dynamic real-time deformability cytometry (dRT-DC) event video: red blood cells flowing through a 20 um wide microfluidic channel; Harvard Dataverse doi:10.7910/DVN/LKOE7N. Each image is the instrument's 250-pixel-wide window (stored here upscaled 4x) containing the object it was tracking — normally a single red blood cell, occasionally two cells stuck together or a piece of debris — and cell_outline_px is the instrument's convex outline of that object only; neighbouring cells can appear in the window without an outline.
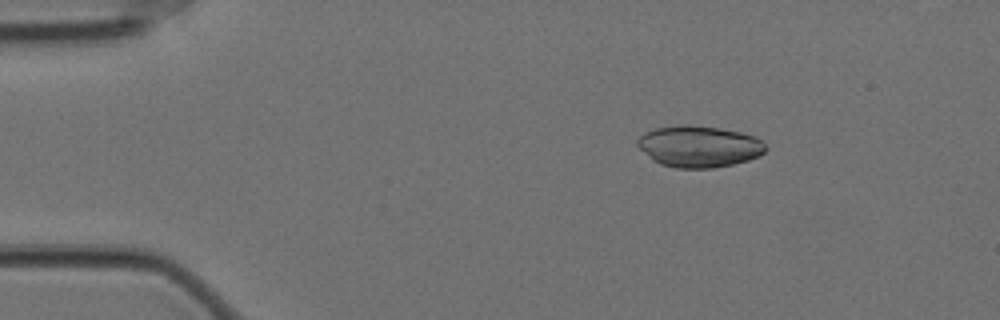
{"species": "Egyptian fruit bat (a non-hibernating species)", "species_latin": "Rousettus aegyptiacus", "temperature_condition": "cold", "stored_images_in_passage": 57, "camera_frame_rate_fps": 3000, "um_per_image_px": 0.085, "animal": {"sex": "female"}, "frame": {"image": 1, "passage_image": 9, "time_ms": 2.667, "image_size_px": [1000, 320], "cell_outline_px": [[768, 148], [760, 156], [748, 160], [732, 164], [712, 168], [676, 168], [660, 164], [652, 160], [636, 144], [636, 140], [644, 132], [656, 128], [676, 124], [688, 124], [720, 128], [740, 132], [756, 136]], "centroid_in_image_um": [59.4, 12.44], "position_along_channel_um": 25.6, "area_um2": 31.21}}
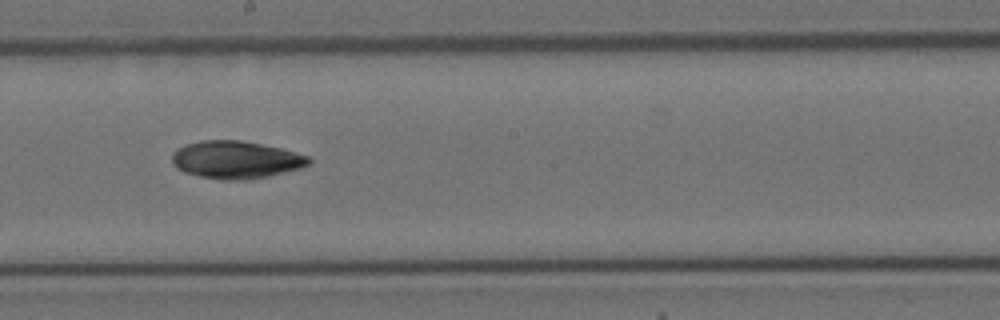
{"frame": {"image": 2, "passage_image": 32, "time_ms": 10.333, "image_size_px": [1000, 320], "cell_outline_px": [[312, 160], [308, 164], [300, 168], [268, 176], [248, 180], [220, 180], [200, 176], [184, 172], [176, 168], [172, 164], [172, 152], [188, 144], [200, 140], [240, 140], [280, 148], [308, 156]], "centroid_in_image_um": [20.02, 13.59], "position_along_channel_um": 228.2, "area_um2": 29.82}}
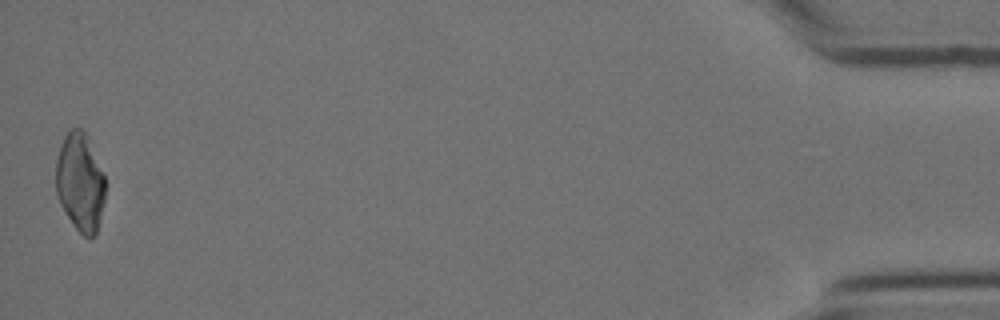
{"frame": {"image": 3, "passage_image": 57, "time_ms": 18.667, "image_size_px": [1000, 320], "cell_outline_px": [[104, 200], [96, 236], [88, 240], [76, 228], [60, 204], [56, 192], [56, 160], [60, 144], [68, 128], [80, 128], [88, 136], [104, 176]], "centroid_in_image_um": [6.8, 15.48], "position_along_channel_um": 428.4, "area_um2": 28.32}, "authors_computed_cell_mechanics": {"area_um2": 29.7092, "velocity_mm_per_s": 3.5089, "shape_relaxation_time_tau1_ms": null, "shape_relaxation_time_tau2_ms": 8.918, "deformation_change_tau1": null, "deformation_change_tau2": 0.0961}}